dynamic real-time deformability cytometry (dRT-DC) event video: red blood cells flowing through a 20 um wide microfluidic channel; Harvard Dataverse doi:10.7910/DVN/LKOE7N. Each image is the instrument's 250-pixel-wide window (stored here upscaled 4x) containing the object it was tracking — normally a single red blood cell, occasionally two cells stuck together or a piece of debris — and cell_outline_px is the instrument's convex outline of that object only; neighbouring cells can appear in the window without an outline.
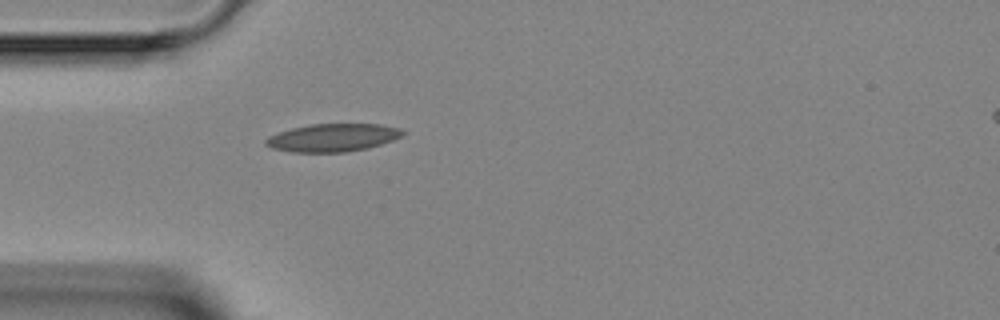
{"species": "Egyptian fruit bat (a non-hibernating species)", "species_latin": "Rousettus aegyptiacus", "temperature_condition": "room temperature", "stored_images_in_passage": 1, "camera_frame_rate_fps": 3000, "um_per_image_px": 0.085, "animal": {"sex": "female"}, "frame": {"image": 1, "passage_image": 1, "time_ms": 0.0, "image_size_px": [1000, 320], "cell_outline_px": [[404, 132], [400, 136], [392, 140], [368, 148], [344, 152], [292, 152], [272, 148], [264, 144], [264, 140], [268, 136], [292, 128], [312, 124], [380, 124], [400, 128]], "centroid_in_image_um": [28.25, 11.7], "position_along_channel_um": 56.7, "area_um2": 22.08}}